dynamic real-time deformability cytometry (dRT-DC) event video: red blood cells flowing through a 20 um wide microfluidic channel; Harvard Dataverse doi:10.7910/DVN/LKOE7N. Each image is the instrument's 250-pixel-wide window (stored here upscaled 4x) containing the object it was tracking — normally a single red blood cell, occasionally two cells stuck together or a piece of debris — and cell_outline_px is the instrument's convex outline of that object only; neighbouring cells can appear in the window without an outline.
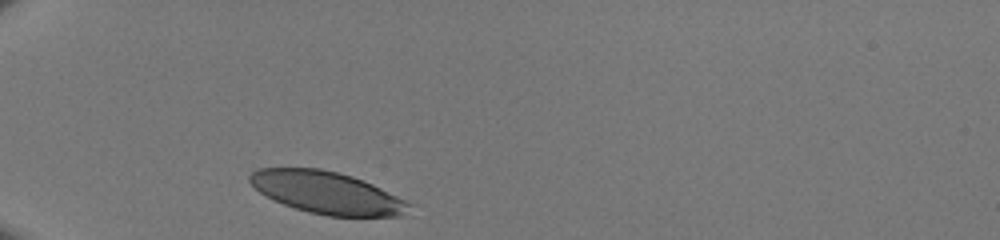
{"species": "human", "species_latin": "Homo sapiens", "temperature_condition": "room temperature", "stored_images_in_passage": 27, "camera_frame_rate_fps": 3000, "um_per_image_px": 0.085, "donor": {"sex": "male"}, "frame": {"image": 1, "passage_image": 1, "time_ms": 0.0, "image_size_px": [1000, 240], "cell_outline_px": [[412, 204], [400, 216], [328, 216], [308, 212], [284, 204], [260, 192], [248, 180], [248, 176], [252, 172], [260, 168], [320, 168], [352, 176], [364, 180]], "centroid_in_image_um": [27.76, 16.37], "position_along_channel_um": 57.2, "area_um2": 38.55}}
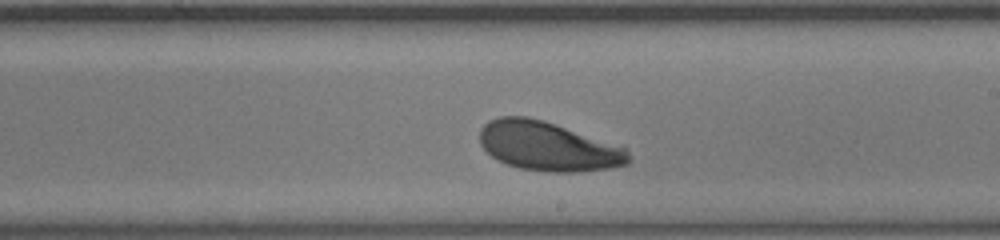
{"frame": {"image": 2, "passage_image": 16, "time_ms": 5.0, "image_size_px": [1000, 240], "cell_outline_px": [[632, 160], [628, 164], [612, 168], [580, 172], [552, 172], [520, 168], [496, 160], [480, 144], [480, 128], [488, 120], [500, 116], [528, 116], [544, 120], [624, 148], [632, 156]], "centroid_in_image_um": [46.57, 12.44], "position_along_channel_um": 242.4, "area_um2": 42.54}}
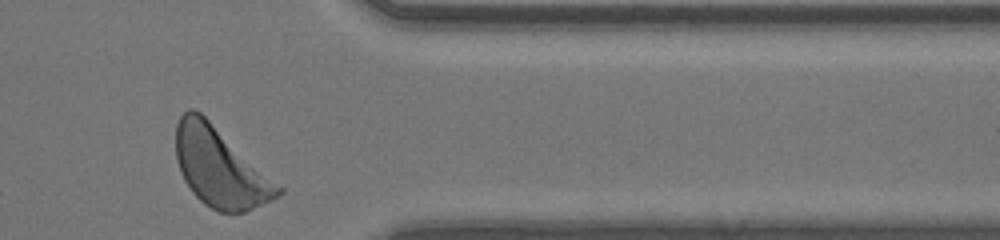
{"frame": {"image": 3, "passage_image": 27, "time_ms": 8.667, "image_size_px": [1000, 240], "cell_outline_px": [[284, 192], [244, 212], [220, 212], [204, 204], [192, 192], [184, 180], [180, 172], [176, 160], [176, 124], [180, 116], [188, 108], [196, 108], [284, 188]], "centroid_in_image_um": [18.67, 14.2], "position_along_channel_um": 392.7, "area_um2": 46.7}}